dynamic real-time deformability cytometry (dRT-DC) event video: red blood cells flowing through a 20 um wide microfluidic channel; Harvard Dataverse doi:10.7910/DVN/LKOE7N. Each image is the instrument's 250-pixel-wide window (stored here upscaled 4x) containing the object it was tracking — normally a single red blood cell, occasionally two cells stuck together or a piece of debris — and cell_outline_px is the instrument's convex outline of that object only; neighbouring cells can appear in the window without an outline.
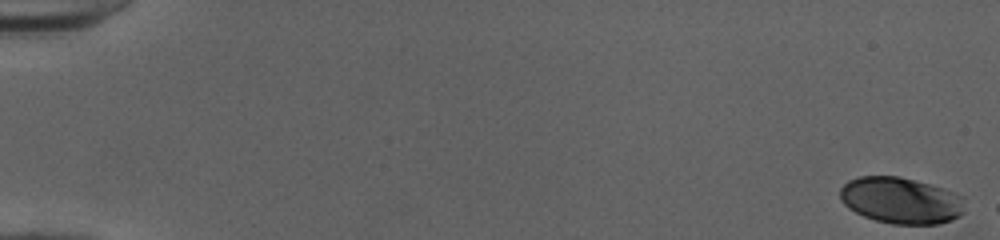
{"species": "human", "species_latin": "Homo sapiens", "temperature_condition": "cold", "stored_images_in_passage": 50, "camera_frame_rate_fps": 3000, "um_per_image_px": 0.085, "donor": {"sex": "female"}, "frame": {"image": 1, "passage_image": 1, "time_ms": 0.0, "image_size_px": [1000, 240], "cell_outline_px": [[964, 212], [960, 216], [952, 220], [936, 224], [892, 224], [876, 220], [864, 216], [848, 208], [840, 200], [840, 188], [848, 180], [860, 176], [900, 176], [944, 188], [956, 192], [964, 196]], "centroid_in_image_um": [76.6, 17.03], "position_along_channel_um": 8.4, "area_um2": 34.04}}
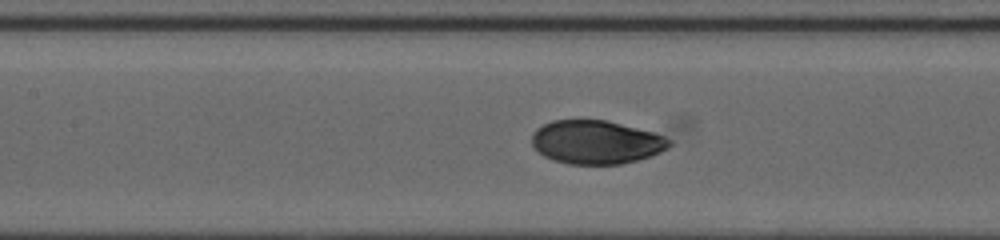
{"frame": {"image": 2, "passage_image": 26, "time_ms": 8.333, "image_size_px": [1000, 240], "cell_outline_px": [[672, 144], [660, 152], [652, 156], [620, 164], [568, 164], [552, 160], [544, 156], [532, 144], [532, 132], [536, 128], [552, 120], [604, 120], [652, 132], [664, 136], [672, 140]], "centroid_in_image_um": [50.66, 12.09], "position_along_channel_um": 156.7, "area_um2": 34.74}}
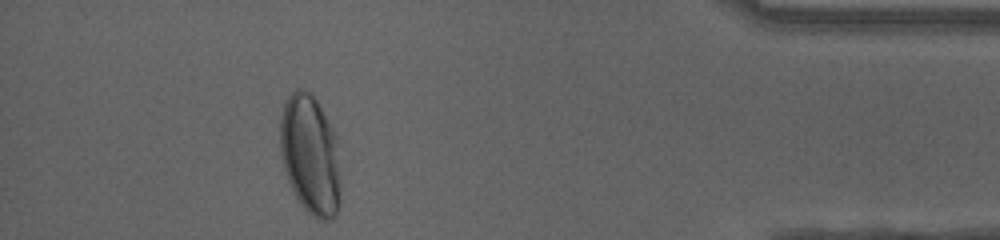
{"frame": {"image": 3, "passage_image": 48, "time_ms": 15.667, "image_size_px": [1000, 240], "cell_outline_px": [[340, 200], [336, 216], [332, 220], [320, 220], [312, 216], [300, 204], [288, 180], [284, 168], [280, 152], [280, 116], [284, 104], [288, 96], [296, 88], [304, 88], [312, 92], [336, 132], [340, 180]], "centroid_in_image_um": [26.38, 13.14], "position_along_channel_um": 408.8, "area_um2": 42.89}, "authors_computed_cell_mechanics": {"area_um2": 35.1135, "velocity_mm_per_s": 4.0023, "shape_relaxation_time_tau1_ms": 4.1964, "shape_relaxation_time_tau2_ms": null, "deformation_change_tau1": 0.1745, "deformation_change_tau2": null}}